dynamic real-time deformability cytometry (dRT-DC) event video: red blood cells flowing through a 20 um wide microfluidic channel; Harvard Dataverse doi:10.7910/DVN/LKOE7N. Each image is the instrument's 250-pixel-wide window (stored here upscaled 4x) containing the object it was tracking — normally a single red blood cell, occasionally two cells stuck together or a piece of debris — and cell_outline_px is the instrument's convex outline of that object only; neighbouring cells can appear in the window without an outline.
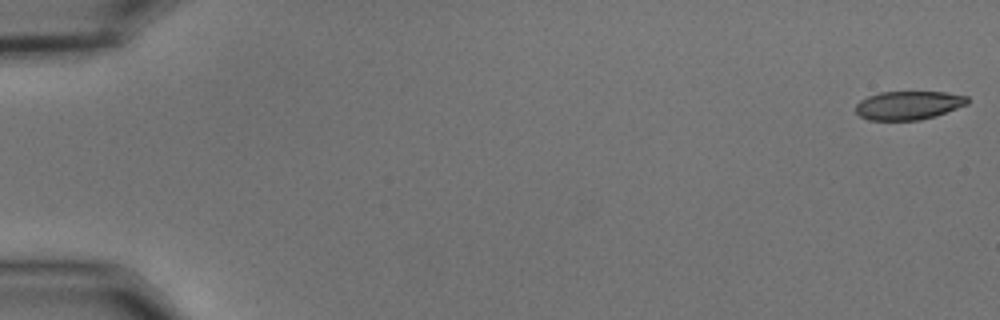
{"species": "common noctule bat (a hibernating species)", "species_latin": "Nyctalus noctula", "temperature_condition": "cold", "stored_images_in_passage": 5, "camera_frame_rate_fps": 3000, "um_per_image_px": 0.085, "animal": {"sex": "male", "body_mass_g": 15.6}, "frame": {"image": 1, "passage_image": 1, "time_ms": 0.0, "image_size_px": [1000, 320], "cell_outline_px": [[968, 104], [936, 116], [920, 120], [868, 120], [860, 116], [856, 112], [856, 104], [860, 100], [868, 96], [880, 92], [944, 92], [968, 96]], "centroid_in_image_um": [77.22, 8.95], "position_along_channel_um": 7.8, "area_um2": 18.67}}